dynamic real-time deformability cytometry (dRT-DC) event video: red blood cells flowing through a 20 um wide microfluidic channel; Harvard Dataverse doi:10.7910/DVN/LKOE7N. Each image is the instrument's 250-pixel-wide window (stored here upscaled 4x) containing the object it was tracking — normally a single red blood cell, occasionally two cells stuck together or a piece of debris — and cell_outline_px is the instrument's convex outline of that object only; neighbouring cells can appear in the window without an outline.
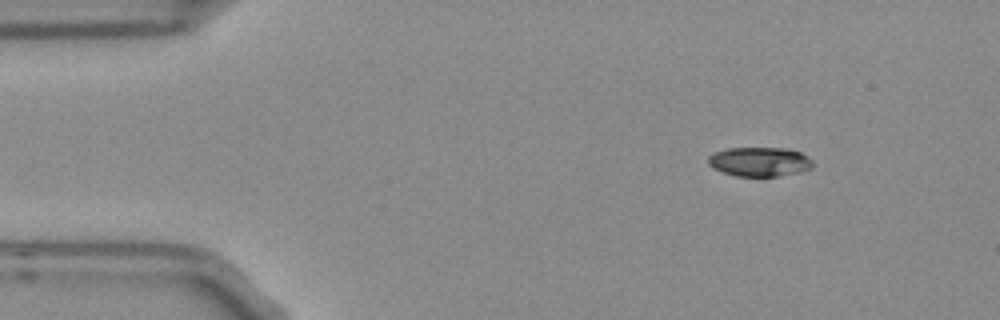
{"species": "Egyptian fruit bat (a non-hibernating species)", "species_latin": "Rousettus aegyptiacus", "temperature_condition": "room temperature", "stored_images_in_passage": 3, "camera_frame_rate_fps": 3000, "um_per_image_px": 0.085, "frame": {"image": 1, "passage_image": 1, "time_ms": 0.0, "image_size_px": [1000, 320], "cell_outline_px": [[812, 168], [800, 172], [776, 176], [736, 176], [712, 168], [708, 164], [708, 156], [712, 152], [728, 148], [788, 148], [800, 152], [808, 156], [812, 160]], "centroid_in_image_um": [64.55, 13.74], "position_along_channel_um": 20.5, "area_um2": 17.98}}